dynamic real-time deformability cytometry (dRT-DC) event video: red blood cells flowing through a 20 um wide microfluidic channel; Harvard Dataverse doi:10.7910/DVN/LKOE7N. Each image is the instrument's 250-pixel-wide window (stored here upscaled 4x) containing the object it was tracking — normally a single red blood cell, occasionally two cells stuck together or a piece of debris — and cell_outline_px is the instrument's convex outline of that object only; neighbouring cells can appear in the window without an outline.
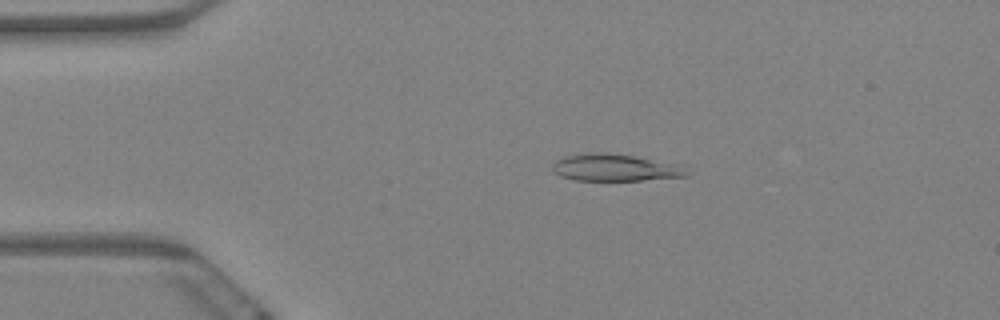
{"species": "Egyptian fruit bat (a non-hibernating species)", "species_latin": "Rousettus aegyptiacus", "temperature_condition": "warm", "stored_images_in_passage": 6, "camera_frame_rate_fps": 3000, "um_per_image_px": 0.085, "animal": {"sex": "female"}, "frame": {"image": 1, "passage_image": 2, "time_ms": 0.333, "image_size_px": [1000, 320], "cell_outline_px": [[692, 172], [688, 176], [640, 180], [576, 180], [560, 176], [552, 172], [552, 164], [556, 160], [564, 156], [588, 152], [608, 152], [632, 156], [676, 164]], "centroid_in_image_um": [52.23, 14.24], "position_along_channel_um": 32.8, "area_um2": 21.15}}
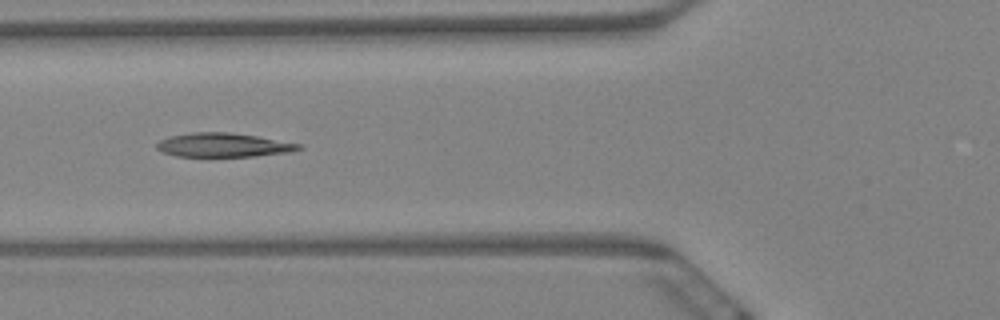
{"frame": {"image": 2, "passage_image": 5, "time_ms": 1.333, "image_size_px": [1000, 320], "cell_outline_px": [[304, 148], [288, 152], [252, 156], [176, 156], [164, 152], [156, 148], [156, 144], [160, 140], [168, 136], [192, 132], [232, 132], [304, 144]], "centroid_in_image_um": [19.0, 12.31], "position_along_channel_um": 106.8, "area_um2": 19.83}}
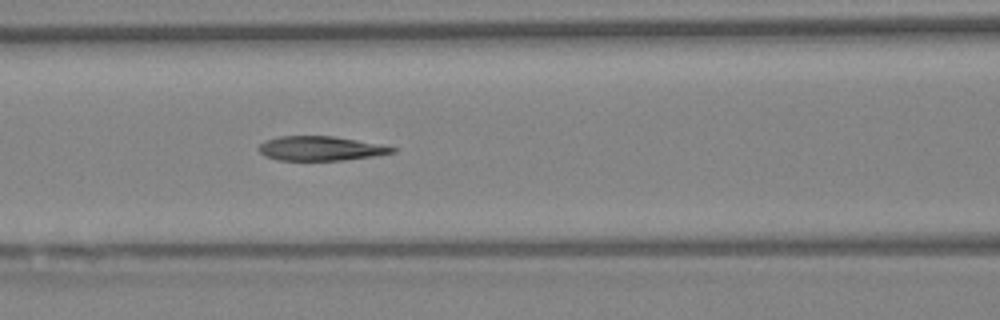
{"frame": {"image": 3, "passage_image": 6, "time_ms": 1.667, "image_size_px": [1000, 320], "cell_outline_px": [[396, 152], [376, 156], [344, 160], [276, 160], [264, 156], [256, 148], [260, 144], [268, 140], [280, 136], [332, 136], [356, 140], [396, 148]], "centroid_in_image_um": [27.21, 12.63], "position_along_channel_um": 139.4, "area_um2": 18.84}}